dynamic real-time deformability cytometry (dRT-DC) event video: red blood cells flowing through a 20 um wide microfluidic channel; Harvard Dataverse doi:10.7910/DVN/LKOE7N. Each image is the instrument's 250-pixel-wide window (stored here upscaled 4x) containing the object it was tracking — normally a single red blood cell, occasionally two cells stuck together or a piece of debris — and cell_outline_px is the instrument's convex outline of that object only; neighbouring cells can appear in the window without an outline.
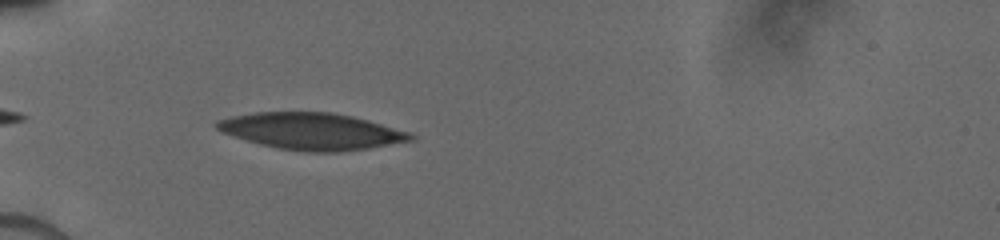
{"species": "human", "species_latin": "Homo sapiens", "temperature_condition": "cold", "stored_images_in_passage": 24, "camera_frame_rate_fps": 3000, "um_per_image_px": 0.085, "donor": {"sex": "male"}, "frame": {"image": 1, "passage_image": 1, "time_ms": 0.0, "image_size_px": [1000, 240], "cell_outline_px": [[416, 140], [368, 148], [336, 152], [308, 152], [280, 148], [260, 144], [224, 132], [216, 128], [212, 124], [216, 120], [232, 116], [256, 112], [332, 112], [352, 116], [368, 120], [412, 132], [416, 136]], "centroid_in_image_um": [26.54, 11.15], "position_along_channel_um": 58.5, "area_um2": 41.38}}
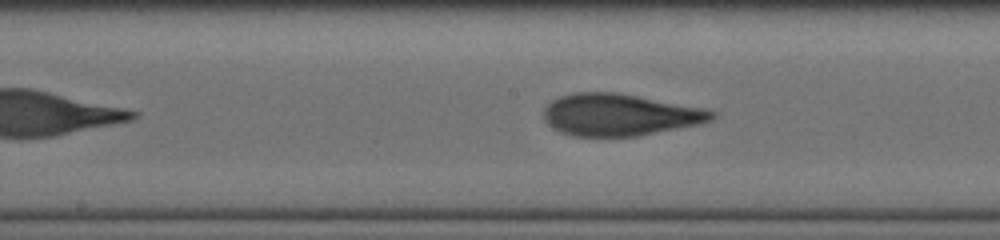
{"frame": {"image": 2, "passage_image": 8, "time_ms": 3.667, "image_size_px": [1000, 240], "cell_outline_px": [[716, 116], [712, 120], [700, 124], [636, 136], [576, 136], [560, 132], [552, 128], [544, 120], [544, 108], [552, 100], [560, 96], [572, 92], [620, 92], [704, 108], [716, 112]], "centroid_in_image_um": [52.67, 9.74], "position_along_channel_um": 195.5, "area_um2": 41.27}}
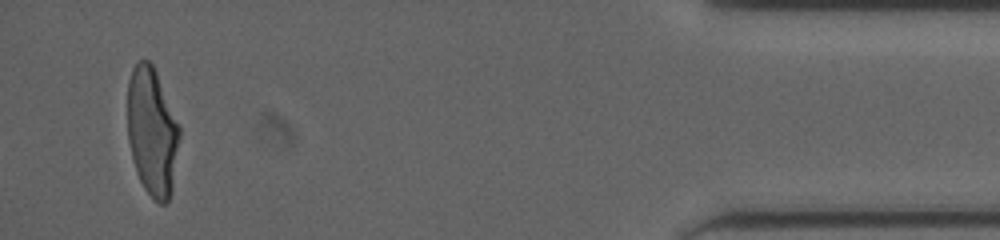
{"frame": {"image": 3, "passage_image": 23, "time_ms": 10.667, "image_size_px": [1000, 240], "cell_outline_px": [[180, 136], [172, 192], [168, 200], [164, 204], [160, 204], [144, 188], [136, 172], [132, 160], [128, 140], [128, 80], [132, 68], [140, 60], [148, 60], [152, 64], [156, 72], [180, 124]], "centroid_in_image_um": [12.94, 11.19], "position_along_channel_um": 422.3, "area_um2": 39.02}}